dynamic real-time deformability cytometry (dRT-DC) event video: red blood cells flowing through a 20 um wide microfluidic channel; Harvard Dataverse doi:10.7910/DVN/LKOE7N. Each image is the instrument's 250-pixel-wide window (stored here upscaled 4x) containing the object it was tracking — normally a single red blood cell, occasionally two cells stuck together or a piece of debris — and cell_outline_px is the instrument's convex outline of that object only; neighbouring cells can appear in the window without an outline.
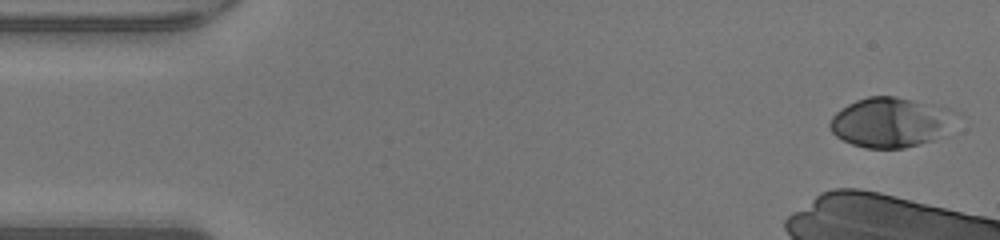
{"species": "human", "species_latin": "Homo sapiens", "temperature_condition": "warm", "stored_images_in_passage": 8, "camera_frame_rate_fps": 3000, "um_per_image_px": 0.085, "donor": {"sex": "male"}, "frame": {"image": 1, "passage_image": 1, "time_ms": 0.0, "image_size_px": [1000, 240], "cell_outline_px": [[960, 112], [932, 140], [920, 144], [904, 148], [864, 148], [852, 144], [836, 136], [832, 132], [828, 124], [832, 116], [840, 108], [856, 100], [868, 96], [896, 96], [952, 108]], "centroid_in_image_um": [75.64, 10.37], "position_along_channel_um": 9.4, "area_um2": 36.36}}